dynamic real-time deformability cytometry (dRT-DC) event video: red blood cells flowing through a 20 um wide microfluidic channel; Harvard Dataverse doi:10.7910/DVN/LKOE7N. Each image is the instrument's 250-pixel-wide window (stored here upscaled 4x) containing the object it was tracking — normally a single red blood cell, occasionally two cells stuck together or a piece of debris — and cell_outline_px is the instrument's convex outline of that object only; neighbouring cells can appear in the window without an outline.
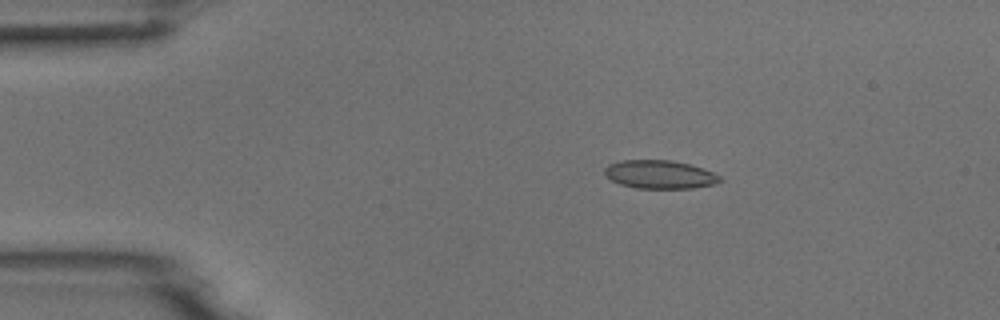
{"species": "common noctule bat (a hibernating species)", "species_latin": "Nyctalus noctula", "temperature_condition": "room temperature", "stored_images_in_passage": 4, "camera_frame_rate_fps": 3000, "um_per_image_px": 0.085, "animal": {"sex": "male", "body_mass_g": 18.8}, "frame": {"image": 1, "passage_image": 3, "time_ms": 0.667, "image_size_px": [1000, 320], "cell_outline_px": [[724, 180], [712, 184], [692, 188], [636, 188], [620, 184], [604, 176], [604, 168], [608, 164], [620, 160], [672, 160], [692, 164], [712, 172], [720, 176]], "centroid_in_image_um": [56.05, 14.82], "position_along_channel_um": 28.9, "area_um2": 19.19}}